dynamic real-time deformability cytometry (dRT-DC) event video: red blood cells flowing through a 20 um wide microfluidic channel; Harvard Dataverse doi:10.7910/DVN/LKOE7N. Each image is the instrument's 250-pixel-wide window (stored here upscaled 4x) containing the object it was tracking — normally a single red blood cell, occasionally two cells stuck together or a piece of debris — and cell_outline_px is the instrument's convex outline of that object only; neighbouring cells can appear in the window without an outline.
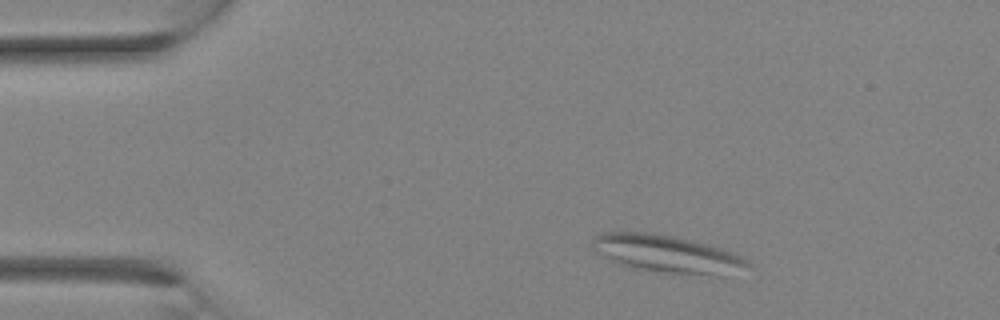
{"species": "Egyptian fruit bat (a non-hibernating species)", "species_latin": "Rousettus aegyptiacus", "temperature_condition": "room temperature", "stored_images_in_passage": 6, "camera_frame_rate_fps": 3000, "um_per_image_px": 0.085, "animal": {"sex": "female"}, "frame": {"image": 1, "passage_image": 2, "time_ms": 0.333, "image_size_px": [1000, 320], "cell_outline_px": [[752, 264], [724, 276], [664, 272], [616, 264], [596, 252], [592, 248], [592, 240], [596, 236], [604, 232], [652, 232], [676, 236], [708, 244], [732, 252], [748, 260]], "centroid_in_image_um": [56.68, 21.56], "position_along_channel_um": 28.3, "area_um2": 33.76}}